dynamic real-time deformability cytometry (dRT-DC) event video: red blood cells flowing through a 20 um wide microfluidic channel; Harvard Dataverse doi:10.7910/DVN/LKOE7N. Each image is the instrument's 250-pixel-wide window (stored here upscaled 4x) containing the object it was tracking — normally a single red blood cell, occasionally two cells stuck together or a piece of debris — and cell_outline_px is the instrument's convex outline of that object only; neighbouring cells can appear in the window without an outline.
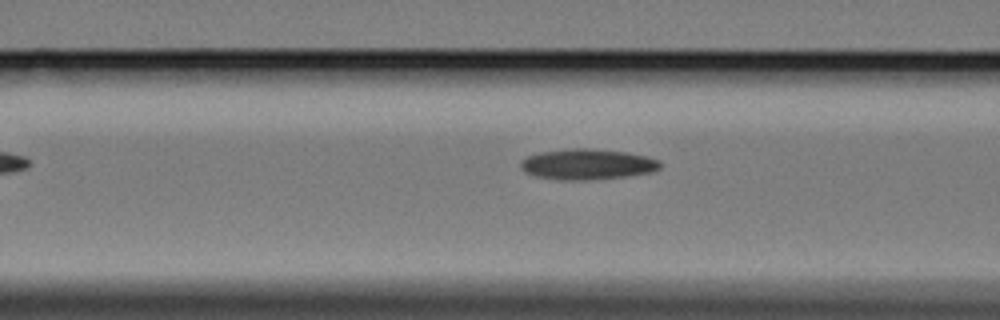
{"species": "Egyptian fruit bat (a non-hibernating species)", "species_latin": "Rousettus aegyptiacus", "temperature_condition": "cold", "stored_images_in_passage": 4, "camera_frame_rate_fps": 3000, "um_per_image_px": 0.085, "animal": {"sex": "female"}, "frame": {"image": 1, "passage_image": 3, "time_ms": 3.333, "image_size_px": [1000, 320], "cell_outline_px": [[660, 168], [652, 172], [624, 176], [588, 180], [560, 180], [536, 176], [528, 172], [520, 164], [520, 160], [528, 156], [540, 152], [572, 148], [588, 148], [624, 152], [648, 156], [660, 160]], "centroid_in_image_um": [49.95, 13.96], "position_along_channel_um": 116.7, "area_um2": 24.68}}